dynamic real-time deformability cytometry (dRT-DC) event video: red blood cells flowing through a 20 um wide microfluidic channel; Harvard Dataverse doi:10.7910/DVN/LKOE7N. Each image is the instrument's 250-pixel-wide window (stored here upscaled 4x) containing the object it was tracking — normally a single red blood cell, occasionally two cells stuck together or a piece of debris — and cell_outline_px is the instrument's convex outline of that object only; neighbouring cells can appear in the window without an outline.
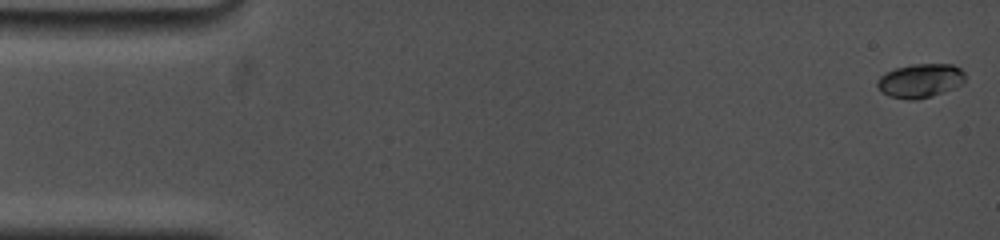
{"species": "common noctule bat (a hibernating species)", "species_latin": "Nyctalus noctula", "temperature_condition": "cold", "stored_images_in_passage": 25, "camera_frame_rate_fps": 5000, "um_per_image_px": 0.085, "animal": {"sex": "female", "body_mass_g": 19.0, "forearm_length_mm": 53.3}, "frame": {"image": 1, "passage_image": 1, "time_ms": 0.0, "image_size_px": [1000, 240], "cell_outline_px": [[964, 80], [960, 84], [952, 88], [932, 96], [916, 100], [908, 100], [888, 96], [880, 92], [876, 84], [876, 80], [884, 72], [896, 68], [912, 64], [952, 64], [960, 68], [964, 72]], "centroid_in_image_um": [78.16, 6.86], "position_along_channel_um": 6.8, "area_um2": 17.46}}
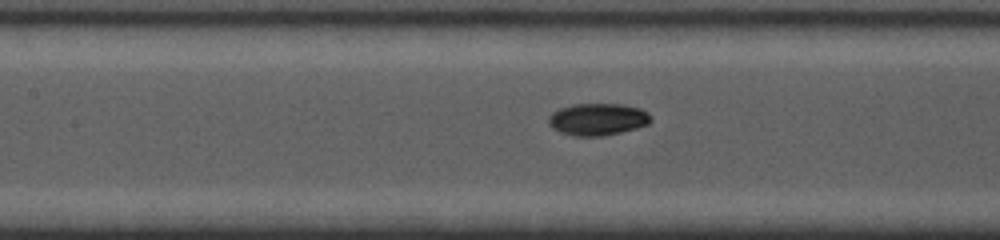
{"frame": {"image": 2, "passage_image": 15, "time_ms": 7.6, "image_size_px": [1000, 240], "cell_outline_px": [[652, 120], [648, 124], [636, 128], [604, 136], [572, 136], [560, 132], [552, 128], [548, 124], [548, 116], [552, 112], [560, 108], [572, 104], [624, 104], [640, 108], [648, 112], [652, 116]], "centroid_in_image_um": [50.8, 10.14], "position_along_channel_um": 156.6, "area_um2": 19.36}}
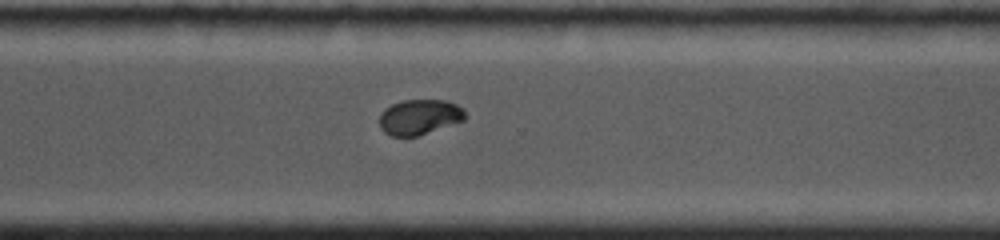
{"frame": {"image": 3, "passage_image": 25, "time_ms": 12.4, "image_size_px": [1000, 240], "cell_outline_px": [[464, 120], [416, 136], [392, 136], [384, 132], [380, 128], [380, 112], [384, 108], [392, 104], [404, 100], [444, 100], [456, 104], [464, 108]], "centroid_in_image_um": [35.62, 9.93], "position_along_channel_um": 335.0, "area_um2": 17.46}}